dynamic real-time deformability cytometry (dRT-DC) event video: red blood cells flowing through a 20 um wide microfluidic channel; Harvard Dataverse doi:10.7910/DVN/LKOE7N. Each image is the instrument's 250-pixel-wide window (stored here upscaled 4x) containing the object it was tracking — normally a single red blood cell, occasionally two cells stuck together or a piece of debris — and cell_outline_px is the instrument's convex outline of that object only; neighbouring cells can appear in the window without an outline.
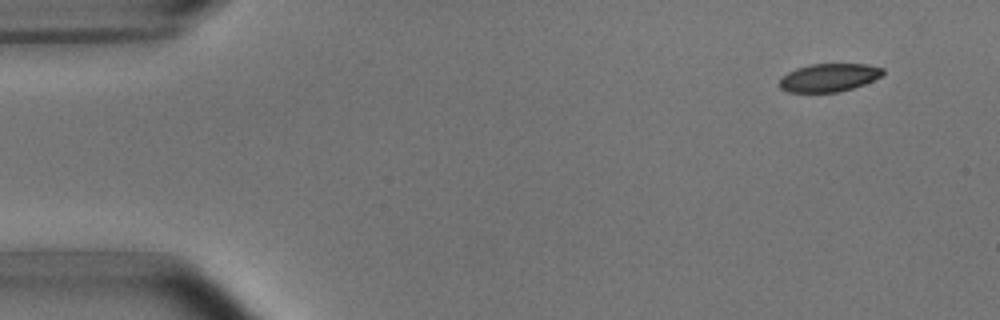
{"species": "common noctule bat (a hibernating species)", "species_latin": "Nyctalus noctula", "temperature_condition": "room temperature", "stored_images_in_passage": 5, "camera_frame_rate_fps": 3000, "um_per_image_px": 0.085, "animal": {"sex": "male", "body_mass_g": 15.6}, "frame": {"image": 1, "passage_image": 2, "time_ms": 1.0, "image_size_px": [1000, 320], "cell_outline_px": [[884, 76], [864, 84], [840, 92], [788, 92], [780, 88], [780, 76], [796, 68], [812, 64], [864, 64], [884, 68]], "centroid_in_image_um": [70.47, 6.59], "position_along_channel_um": 14.5, "area_um2": 17.05}}
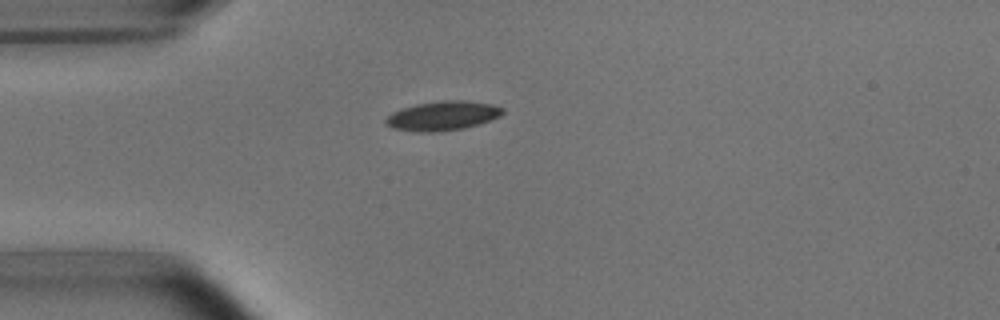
{"frame": {"image": 2, "passage_image": 4, "time_ms": 4.333, "image_size_px": [1000, 320], "cell_outline_px": [[504, 112], [500, 116], [464, 128], [440, 132], [416, 132], [392, 128], [384, 124], [384, 120], [392, 112], [416, 104], [440, 100], [464, 100], [492, 104], [504, 108]], "centroid_in_image_um": [37.59, 9.84], "position_along_channel_um": 47.4, "area_um2": 20.0}}